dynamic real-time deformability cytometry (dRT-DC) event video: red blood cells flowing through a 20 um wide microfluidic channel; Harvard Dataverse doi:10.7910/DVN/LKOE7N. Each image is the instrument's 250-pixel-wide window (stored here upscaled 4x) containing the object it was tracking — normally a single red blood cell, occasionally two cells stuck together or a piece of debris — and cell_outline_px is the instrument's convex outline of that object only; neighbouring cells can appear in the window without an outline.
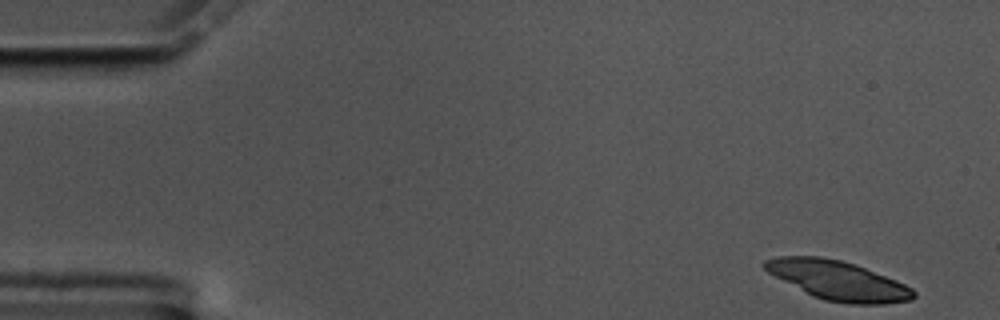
{"species": "common noctule bat (a hibernating species)", "species_latin": "Nyctalus noctula", "temperature_condition": "cold", "stored_images_in_passage": 18, "camera_frame_rate_fps": 3000, "um_per_image_px": 0.085, "animal": {"sex": "male", "body_mass_g": 17.5, "forearm_length_mm": 52.3}, "frame": {"image": 1, "passage_image": 1, "time_ms": 0.0, "image_size_px": [1000, 320], "cell_outline_px": [[916, 296], [912, 300], [884, 304], [848, 304], [824, 300], [812, 296], [768, 272], [760, 264], [764, 260], [780, 256], [820, 256], [840, 260], [856, 264], [896, 280], [912, 288], [916, 292]], "centroid_in_image_um": [71.24, 23.84], "position_along_channel_um": 13.8, "area_um2": 33.99}}